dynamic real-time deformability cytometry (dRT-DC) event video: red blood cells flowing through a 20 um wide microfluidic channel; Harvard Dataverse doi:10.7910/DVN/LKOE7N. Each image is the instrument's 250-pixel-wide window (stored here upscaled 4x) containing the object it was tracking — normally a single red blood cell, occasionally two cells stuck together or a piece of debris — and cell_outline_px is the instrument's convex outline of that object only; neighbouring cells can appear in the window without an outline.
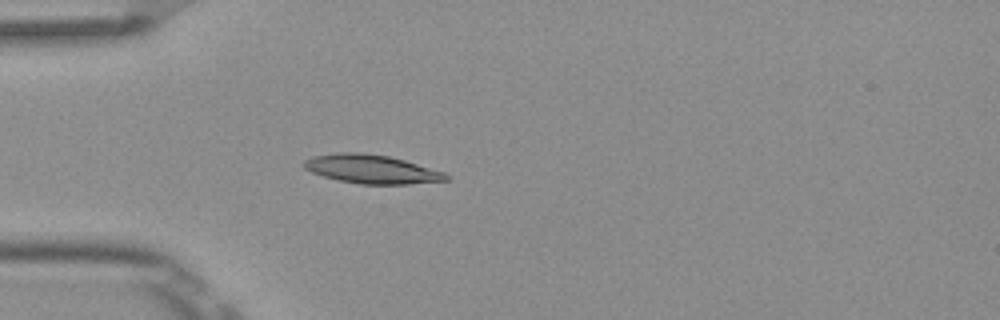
{"species": "Egyptian fruit bat (a non-hibernating species)", "species_latin": "Rousettus aegyptiacus", "temperature_condition": "room temperature", "stored_images_in_passage": 5, "camera_frame_rate_fps": 3000, "um_per_image_px": 0.085, "frame": {"image": 1, "passage_image": 5, "time_ms": 1.333, "image_size_px": [1000, 320], "cell_outline_px": [[452, 176], [448, 180], [408, 184], [360, 184], [340, 180], [324, 176], [312, 172], [304, 168], [304, 160], [312, 156], [340, 152], [360, 152], [388, 156], [404, 160], [444, 172]], "centroid_in_image_um": [31.6, 14.37], "position_along_channel_um": 53.4, "area_um2": 23.64}}